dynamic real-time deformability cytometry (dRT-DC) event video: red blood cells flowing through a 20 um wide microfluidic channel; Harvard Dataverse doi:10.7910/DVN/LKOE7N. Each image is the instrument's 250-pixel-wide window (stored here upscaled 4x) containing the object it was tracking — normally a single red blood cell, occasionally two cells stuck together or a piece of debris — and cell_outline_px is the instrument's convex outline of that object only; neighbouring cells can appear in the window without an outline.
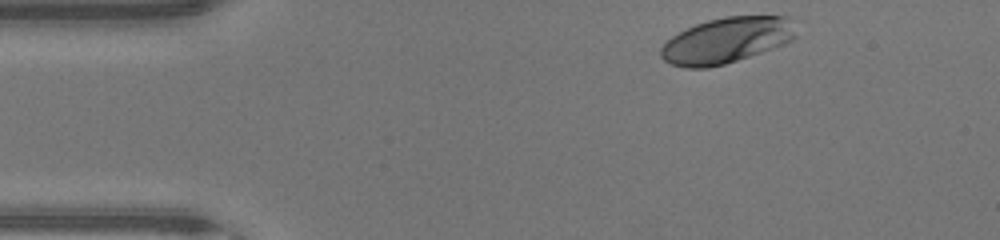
{"species": "human", "species_latin": "Homo sapiens", "temperature_condition": "warm", "stored_images_in_passage": 33, "camera_frame_rate_fps": 3000, "um_per_image_px": 0.085, "donor": {"sex": "male"}, "frame": {"image": 1, "passage_image": 1, "time_ms": 0.0, "image_size_px": [1000, 240], "cell_outline_px": [[800, 20], [796, 36], [792, 40], [784, 44], [724, 64], [708, 68], [684, 68], [672, 64], [664, 60], [660, 56], [660, 48], [672, 36], [696, 24], [708, 20], [724, 16], [792, 16]], "centroid_in_image_um": [61.85, 3.4], "position_along_channel_um": 23.1, "area_um2": 36.41}}
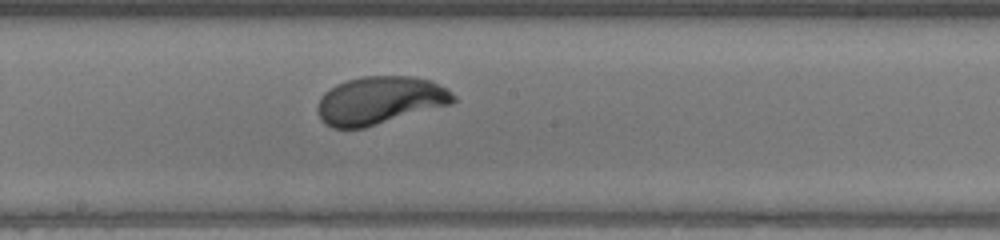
{"frame": {"image": 2, "passage_image": 19, "time_ms": 6.0, "image_size_px": [1000, 240], "cell_outline_px": [[456, 100], [452, 104], [364, 128], [332, 128], [320, 120], [316, 112], [316, 108], [320, 96], [324, 92], [336, 84], [360, 76], [412, 76], [432, 80], [448, 88], [456, 96]], "centroid_in_image_um": [32.29, 8.53], "position_along_channel_um": 215.9, "area_um2": 38.38}}
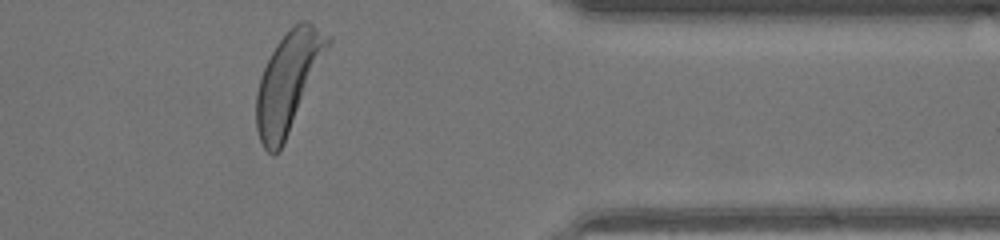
{"frame": {"image": 3, "passage_image": 32, "time_ms": 10.333, "image_size_px": [1000, 240], "cell_outline_px": [[332, 40], [284, 144], [272, 156], [264, 148], [260, 140], [256, 128], [256, 92], [260, 76], [276, 44], [300, 20], [308, 20], [332, 36]], "centroid_in_image_um": [24.5, 6.95], "position_along_channel_um": 386.9, "area_um2": 40.81}, "authors_computed_cell_mechanics": {"area_um2": 37.5122, "velocity_mm_per_s": 4.4373, "shape_relaxation_time_tau1_ms": 1.7193, "shape_relaxation_time_tau2_ms": null, "deformation_change_tau1": 0.1599, "deformation_change_tau2": null}}